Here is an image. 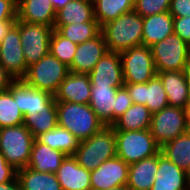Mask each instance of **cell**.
<instances>
[{
	"label": "cell",
	"mask_w": 190,
	"mask_h": 190,
	"mask_svg": "<svg viewBox=\"0 0 190 190\" xmlns=\"http://www.w3.org/2000/svg\"><path fill=\"white\" fill-rule=\"evenodd\" d=\"M143 17L135 10L120 15L101 27L109 52H122L143 45Z\"/></svg>",
	"instance_id": "6da1fadb"
},
{
	"label": "cell",
	"mask_w": 190,
	"mask_h": 190,
	"mask_svg": "<svg viewBox=\"0 0 190 190\" xmlns=\"http://www.w3.org/2000/svg\"><path fill=\"white\" fill-rule=\"evenodd\" d=\"M58 126L70 131L79 141L90 138L105 126L90 104L56 101Z\"/></svg>",
	"instance_id": "7a4b0ae2"
},
{
	"label": "cell",
	"mask_w": 190,
	"mask_h": 190,
	"mask_svg": "<svg viewBox=\"0 0 190 190\" xmlns=\"http://www.w3.org/2000/svg\"><path fill=\"white\" fill-rule=\"evenodd\" d=\"M80 166L88 171L116 156V138L113 126H103L90 138L79 141L73 155Z\"/></svg>",
	"instance_id": "3957f363"
},
{
	"label": "cell",
	"mask_w": 190,
	"mask_h": 190,
	"mask_svg": "<svg viewBox=\"0 0 190 190\" xmlns=\"http://www.w3.org/2000/svg\"><path fill=\"white\" fill-rule=\"evenodd\" d=\"M34 140L23 124L1 128L0 152L7 163L18 171L28 166Z\"/></svg>",
	"instance_id": "277c9868"
},
{
	"label": "cell",
	"mask_w": 190,
	"mask_h": 190,
	"mask_svg": "<svg viewBox=\"0 0 190 190\" xmlns=\"http://www.w3.org/2000/svg\"><path fill=\"white\" fill-rule=\"evenodd\" d=\"M116 138V156L127 164L139 162L144 158L156 155L160 147L154 140L150 129L114 130Z\"/></svg>",
	"instance_id": "5b68a950"
},
{
	"label": "cell",
	"mask_w": 190,
	"mask_h": 190,
	"mask_svg": "<svg viewBox=\"0 0 190 190\" xmlns=\"http://www.w3.org/2000/svg\"><path fill=\"white\" fill-rule=\"evenodd\" d=\"M69 73L70 70L67 65L48 53L28 67L22 80L31 87L54 95Z\"/></svg>",
	"instance_id": "8992f818"
},
{
	"label": "cell",
	"mask_w": 190,
	"mask_h": 190,
	"mask_svg": "<svg viewBox=\"0 0 190 190\" xmlns=\"http://www.w3.org/2000/svg\"><path fill=\"white\" fill-rule=\"evenodd\" d=\"M150 48L157 72L185 70L190 45L174 32Z\"/></svg>",
	"instance_id": "52a82bcc"
},
{
	"label": "cell",
	"mask_w": 190,
	"mask_h": 190,
	"mask_svg": "<svg viewBox=\"0 0 190 190\" xmlns=\"http://www.w3.org/2000/svg\"><path fill=\"white\" fill-rule=\"evenodd\" d=\"M120 55L124 83H146L157 75L150 47H132Z\"/></svg>",
	"instance_id": "ba28073f"
},
{
	"label": "cell",
	"mask_w": 190,
	"mask_h": 190,
	"mask_svg": "<svg viewBox=\"0 0 190 190\" xmlns=\"http://www.w3.org/2000/svg\"><path fill=\"white\" fill-rule=\"evenodd\" d=\"M150 132L159 147L188 132L186 109L168 105L152 114Z\"/></svg>",
	"instance_id": "9c48e42d"
},
{
	"label": "cell",
	"mask_w": 190,
	"mask_h": 190,
	"mask_svg": "<svg viewBox=\"0 0 190 190\" xmlns=\"http://www.w3.org/2000/svg\"><path fill=\"white\" fill-rule=\"evenodd\" d=\"M27 67L49 53L53 27L16 20Z\"/></svg>",
	"instance_id": "30bf717a"
},
{
	"label": "cell",
	"mask_w": 190,
	"mask_h": 190,
	"mask_svg": "<svg viewBox=\"0 0 190 190\" xmlns=\"http://www.w3.org/2000/svg\"><path fill=\"white\" fill-rule=\"evenodd\" d=\"M0 64L15 79L22 80L27 72L18 24L15 23L0 43Z\"/></svg>",
	"instance_id": "8fae6325"
},
{
	"label": "cell",
	"mask_w": 190,
	"mask_h": 190,
	"mask_svg": "<svg viewBox=\"0 0 190 190\" xmlns=\"http://www.w3.org/2000/svg\"><path fill=\"white\" fill-rule=\"evenodd\" d=\"M133 103L145 105L152 114L168 106L163 83L158 75L146 83H124Z\"/></svg>",
	"instance_id": "7c38bea8"
},
{
	"label": "cell",
	"mask_w": 190,
	"mask_h": 190,
	"mask_svg": "<svg viewBox=\"0 0 190 190\" xmlns=\"http://www.w3.org/2000/svg\"><path fill=\"white\" fill-rule=\"evenodd\" d=\"M129 164L115 156L90 171L91 190H106L126 186Z\"/></svg>",
	"instance_id": "4fadbf2b"
},
{
	"label": "cell",
	"mask_w": 190,
	"mask_h": 190,
	"mask_svg": "<svg viewBox=\"0 0 190 190\" xmlns=\"http://www.w3.org/2000/svg\"><path fill=\"white\" fill-rule=\"evenodd\" d=\"M9 90L23 115L39 113L55 100L53 94L31 87L23 80H15Z\"/></svg>",
	"instance_id": "5bb4252c"
},
{
	"label": "cell",
	"mask_w": 190,
	"mask_h": 190,
	"mask_svg": "<svg viewBox=\"0 0 190 190\" xmlns=\"http://www.w3.org/2000/svg\"><path fill=\"white\" fill-rule=\"evenodd\" d=\"M91 86H124L121 55L118 52H107L88 74Z\"/></svg>",
	"instance_id": "9a60e30c"
},
{
	"label": "cell",
	"mask_w": 190,
	"mask_h": 190,
	"mask_svg": "<svg viewBox=\"0 0 190 190\" xmlns=\"http://www.w3.org/2000/svg\"><path fill=\"white\" fill-rule=\"evenodd\" d=\"M108 52L102 33L92 40L77 45L70 72L89 74L97 62Z\"/></svg>",
	"instance_id": "2e32d148"
},
{
	"label": "cell",
	"mask_w": 190,
	"mask_h": 190,
	"mask_svg": "<svg viewBox=\"0 0 190 190\" xmlns=\"http://www.w3.org/2000/svg\"><path fill=\"white\" fill-rule=\"evenodd\" d=\"M152 188L164 190H190V176L162 153L158 152V170Z\"/></svg>",
	"instance_id": "e0dca14e"
},
{
	"label": "cell",
	"mask_w": 190,
	"mask_h": 190,
	"mask_svg": "<svg viewBox=\"0 0 190 190\" xmlns=\"http://www.w3.org/2000/svg\"><path fill=\"white\" fill-rule=\"evenodd\" d=\"M55 101L89 104L91 83L88 74L70 72L54 94Z\"/></svg>",
	"instance_id": "ac0fdd59"
},
{
	"label": "cell",
	"mask_w": 190,
	"mask_h": 190,
	"mask_svg": "<svg viewBox=\"0 0 190 190\" xmlns=\"http://www.w3.org/2000/svg\"><path fill=\"white\" fill-rule=\"evenodd\" d=\"M62 190H91L90 171L80 166L73 155H67L56 173Z\"/></svg>",
	"instance_id": "d6986e66"
},
{
	"label": "cell",
	"mask_w": 190,
	"mask_h": 190,
	"mask_svg": "<svg viewBox=\"0 0 190 190\" xmlns=\"http://www.w3.org/2000/svg\"><path fill=\"white\" fill-rule=\"evenodd\" d=\"M17 20L54 27L56 11L50 0H17Z\"/></svg>",
	"instance_id": "ffe728a7"
},
{
	"label": "cell",
	"mask_w": 190,
	"mask_h": 190,
	"mask_svg": "<svg viewBox=\"0 0 190 190\" xmlns=\"http://www.w3.org/2000/svg\"><path fill=\"white\" fill-rule=\"evenodd\" d=\"M157 75L166 91L168 105L186 109L190 102V85L185 71L157 72Z\"/></svg>",
	"instance_id": "44dd1931"
},
{
	"label": "cell",
	"mask_w": 190,
	"mask_h": 190,
	"mask_svg": "<svg viewBox=\"0 0 190 190\" xmlns=\"http://www.w3.org/2000/svg\"><path fill=\"white\" fill-rule=\"evenodd\" d=\"M158 170V153L129 165L127 188L129 190H150Z\"/></svg>",
	"instance_id": "7402d4cb"
},
{
	"label": "cell",
	"mask_w": 190,
	"mask_h": 190,
	"mask_svg": "<svg viewBox=\"0 0 190 190\" xmlns=\"http://www.w3.org/2000/svg\"><path fill=\"white\" fill-rule=\"evenodd\" d=\"M117 89L110 86H91L90 107L105 126L114 124Z\"/></svg>",
	"instance_id": "603a6c76"
},
{
	"label": "cell",
	"mask_w": 190,
	"mask_h": 190,
	"mask_svg": "<svg viewBox=\"0 0 190 190\" xmlns=\"http://www.w3.org/2000/svg\"><path fill=\"white\" fill-rule=\"evenodd\" d=\"M66 156L62 151L53 150L48 145L42 144L35 139L27 167L38 172L56 174Z\"/></svg>",
	"instance_id": "cb8c5ba5"
},
{
	"label": "cell",
	"mask_w": 190,
	"mask_h": 190,
	"mask_svg": "<svg viewBox=\"0 0 190 190\" xmlns=\"http://www.w3.org/2000/svg\"><path fill=\"white\" fill-rule=\"evenodd\" d=\"M174 32L173 16L169 11L143 17V45L151 47Z\"/></svg>",
	"instance_id": "d4e9b609"
},
{
	"label": "cell",
	"mask_w": 190,
	"mask_h": 190,
	"mask_svg": "<svg viewBox=\"0 0 190 190\" xmlns=\"http://www.w3.org/2000/svg\"><path fill=\"white\" fill-rule=\"evenodd\" d=\"M97 21L94 18V3L86 0H71L56 12L54 25H68Z\"/></svg>",
	"instance_id": "484cf974"
},
{
	"label": "cell",
	"mask_w": 190,
	"mask_h": 190,
	"mask_svg": "<svg viewBox=\"0 0 190 190\" xmlns=\"http://www.w3.org/2000/svg\"><path fill=\"white\" fill-rule=\"evenodd\" d=\"M21 190H62L56 174L38 172L29 167L17 171Z\"/></svg>",
	"instance_id": "4316f807"
},
{
	"label": "cell",
	"mask_w": 190,
	"mask_h": 190,
	"mask_svg": "<svg viewBox=\"0 0 190 190\" xmlns=\"http://www.w3.org/2000/svg\"><path fill=\"white\" fill-rule=\"evenodd\" d=\"M151 111L143 104L133 103L112 125L114 130H144L150 129Z\"/></svg>",
	"instance_id": "83f0119b"
},
{
	"label": "cell",
	"mask_w": 190,
	"mask_h": 190,
	"mask_svg": "<svg viewBox=\"0 0 190 190\" xmlns=\"http://www.w3.org/2000/svg\"><path fill=\"white\" fill-rule=\"evenodd\" d=\"M167 159L185 171L190 170V131L178 136L160 147Z\"/></svg>",
	"instance_id": "f1b7e54d"
},
{
	"label": "cell",
	"mask_w": 190,
	"mask_h": 190,
	"mask_svg": "<svg viewBox=\"0 0 190 190\" xmlns=\"http://www.w3.org/2000/svg\"><path fill=\"white\" fill-rule=\"evenodd\" d=\"M135 0H95L94 18L100 27L134 10Z\"/></svg>",
	"instance_id": "f546056e"
},
{
	"label": "cell",
	"mask_w": 190,
	"mask_h": 190,
	"mask_svg": "<svg viewBox=\"0 0 190 190\" xmlns=\"http://www.w3.org/2000/svg\"><path fill=\"white\" fill-rule=\"evenodd\" d=\"M36 139L53 150L62 151L66 155H74L79 144V140L70 131L60 126L42 133Z\"/></svg>",
	"instance_id": "4dcf8cb0"
},
{
	"label": "cell",
	"mask_w": 190,
	"mask_h": 190,
	"mask_svg": "<svg viewBox=\"0 0 190 190\" xmlns=\"http://www.w3.org/2000/svg\"><path fill=\"white\" fill-rule=\"evenodd\" d=\"M23 125L31 132L35 139L42 133L58 126L56 101L54 100L39 113L24 115Z\"/></svg>",
	"instance_id": "1f68e13d"
},
{
	"label": "cell",
	"mask_w": 190,
	"mask_h": 190,
	"mask_svg": "<svg viewBox=\"0 0 190 190\" xmlns=\"http://www.w3.org/2000/svg\"><path fill=\"white\" fill-rule=\"evenodd\" d=\"M63 37L69 39L75 44H80L97 37L101 33V27L98 21H89L84 23H73L68 25H54Z\"/></svg>",
	"instance_id": "d6a6232c"
},
{
	"label": "cell",
	"mask_w": 190,
	"mask_h": 190,
	"mask_svg": "<svg viewBox=\"0 0 190 190\" xmlns=\"http://www.w3.org/2000/svg\"><path fill=\"white\" fill-rule=\"evenodd\" d=\"M17 106V100H14L9 89L0 91V126L2 128L23 124L24 115Z\"/></svg>",
	"instance_id": "836d02e7"
},
{
	"label": "cell",
	"mask_w": 190,
	"mask_h": 190,
	"mask_svg": "<svg viewBox=\"0 0 190 190\" xmlns=\"http://www.w3.org/2000/svg\"><path fill=\"white\" fill-rule=\"evenodd\" d=\"M77 44L63 37L56 29H54L51 39L49 53L56 57L60 62L68 67L72 64Z\"/></svg>",
	"instance_id": "e575fe53"
},
{
	"label": "cell",
	"mask_w": 190,
	"mask_h": 190,
	"mask_svg": "<svg viewBox=\"0 0 190 190\" xmlns=\"http://www.w3.org/2000/svg\"><path fill=\"white\" fill-rule=\"evenodd\" d=\"M171 0H135L134 10L142 17L169 11Z\"/></svg>",
	"instance_id": "d590c367"
},
{
	"label": "cell",
	"mask_w": 190,
	"mask_h": 190,
	"mask_svg": "<svg viewBox=\"0 0 190 190\" xmlns=\"http://www.w3.org/2000/svg\"><path fill=\"white\" fill-rule=\"evenodd\" d=\"M115 100L114 123L133 104L129 92L125 86L117 89Z\"/></svg>",
	"instance_id": "8d00e7d4"
},
{
	"label": "cell",
	"mask_w": 190,
	"mask_h": 190,
	"mask_svg": "<svg viewBox=\"0 0 190 190\" xmlns=\"http://www.w3.org/2000/svg\"><path fill=\"white\" fill-rule=\"evenodd\" d=\"M174 33L190 45V16L173 17Z\"/></svg>",
	"instance_id": "74e56055"
},
{
	"label": "cell",
	"mask_w": 190,
	"mask_h": 190,
	"mask_svg": "<svg viewBox=\"0 0 190 190\" xmlns=\"http://www.w3.org/2000/svg\"><path fill=\"white\" fill-rule=\"evenodd\" d=\"M17 20V0H0V21Z\"/></svg>",
	"instance_id": "f35d334b"
},
{
	"label": "cell",
	"mask_w": 190,
	"mask_h": 190,
	"mask_svg": "<svg viewBox=\"0 0 190 190\" xmlns=\"http://www.w3.org/2000/svg\"><path fill=\"white\" fill-rule=\"evenodd\" d=\"M169 13L173 17L190 16V0H171Z\"/></svg>",
	"instance_id": "ab89813d"
},
{
	"label": "cell",
	"mask_w": 190,
	"mask_h": 190,
	"mask_svg": "<svg viewBox=\"0 0 190 190\" xmlns=\"http://www.w3.org/2000/svg\"><path fill=\"white\" fill-rule=\"evenodd\" d=\"M17 177V170L9 165L0 152V183L13 181Z\"/></svg>",
	"instance_id": "60d3db41"
},
{
	"label": "cell",
	"mask_w": 190,
	"mask_h": 190,
	"mask_svg": "<svg viewBox=\"0 0 190 190\" xmlns=\"http://www.w3.org/2000/svg\"><path fill=\"white\" fill-rule=\"evenodd\" d=\"M15 79L0 64V91L9 89Z\"/></svg>",
	"instance_id": "b9f144b4"
},
{
	"label": "cell",
	"mask_w": 190,
	"mask_h": 190,
	"mask_svg": "<svg viewBox=\"0 0 190 190\" xmlns=\"http://www.w3.org/2000/svg\"><path fill=\"white\" fill-rule=\"evenodd\" d=\"M16 23V20H3L0 21V43L6 36L10 28Z\"/></svg>",
	"instance_id": "7bdbcfd3"
},
{
	"label": "cell",
	"mask_w": 190,
	"mask_h": 190,
	"mask_svg": "<svg viewBox=\"0 0 190 190\" xmlns=\"http://www.w3.org/2000/svg\"><path fill=\"white\" fill-rule=\"evenodd\" d=\"M0 190H21L18 178L16 177L7 183H0Z\"/></svg>",
	"instance_id": "ee69618b"
},
{
	"label": "cell",
	"mask_w": 190,
	"mask_h": 190,
	"mask_svg": "<svg viewBox=\"0 0 190 190\" xmlns=\"http://www.w3.org/2000/svg\"><path fill=\"white\" fill-rule=\"evenodd\" d=\"M54 6L55 11L57 12L61 8H63L67 3L71 0H50Z\"/></svg>",
	"instance_id": "f6af8a7d"
},
{
	"label": "cell",
	"mask_w": 190,
	"mask_h": 190,
	"mask_svg": "<svg viewBox=\"0 0 190 190\" xmlns=\"http://www.w3.org/2000/svg\"><path fill=\"white\" fill-rule=\"evenodd\" d=\"M184 71H185V75H186V78H187V82L190 85V50H189V53L187 55L186 66H185Z\"/></svg>",
	"instance_id": "bcb514c9"
},
{
	"label": "cell",
	"mask_w": 190,
	"mask_h": 190,
	"mask_svg": "<svg viewBox=\"0 0 190 190\" xmlns=\"http://www.w3.org/2000/svg\"><path fill=\"white\" fill-rule=\"evenodd\" d=\"M186 119H187V128L190 131V102L186 106Z\"/></svg>",
	"instance_id": "7dc6e473"
},
{
	"label": "cell",
	"mask_w": 190,
	"mask_h": 190,
	"mask_svg": "<svg viewBox=\"0 0 190 190\" xmlns=\"http://www.w3.org/2000/svg\"><path fill=\"white\" fill-rule=\"evenodd\" d=\"M106 190H129L127 186H119L116 188L106 189Z\"/></svg>",
	"instance_id": "c3c4849f"
},
{
	"label": "cell",
	"mask_w": 190,
	"mask_h": 190,
	"mask_svg": "<svg viewBox=\"0 0 190 190\" xmlns=\"http://www.w3.org/2000/svg\"><path fill=\"white\" fill-rule=\"evenodd\" d=\"M86 1H89V2H91V3H94L95 0H86Z\"/></svg>",
	"instance_id": "681fc988"
},
{
	"label": "cell",
	"mask_w": 190,
	"mask_h": 190,
	"mask_svg": "<svg viewBox=\"0 0 190 190\" xmlns=\"http://www.w3.org/2000/svg\"><path fill=\"white\" fill-rule=\"evenodd\" d=\"M150 190H164V189H154V188H151Z\"/></svg>",
	"instance_id": "f907efd6"
}]
</instances>
